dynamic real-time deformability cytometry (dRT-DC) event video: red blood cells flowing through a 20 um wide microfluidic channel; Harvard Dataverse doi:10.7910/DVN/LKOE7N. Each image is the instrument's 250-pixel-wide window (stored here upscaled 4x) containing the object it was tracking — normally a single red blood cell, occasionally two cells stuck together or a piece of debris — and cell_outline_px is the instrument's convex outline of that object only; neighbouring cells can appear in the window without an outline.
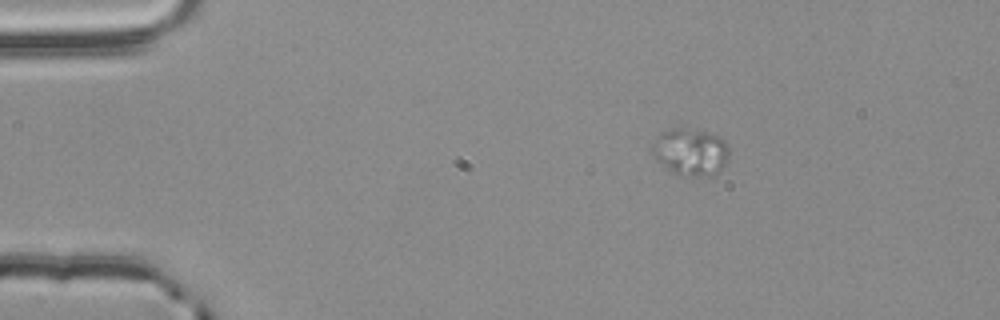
{"species": "common noctule bat (a hibernating species)", "species_latin": "Nyctalus noctula", "temperature_condition": "room temperature", "stored_images_in_passage": 47, "camera_frame_rate_fps": 3000, "um_per_image_px": 0.085, "animal": {"sex": "male", "body_mass_g": 20.4}, "frame": {"image": 1, "passage_image": 1, "time_ms": 0.0, "image_size_px": [1000, 320], "cell_outline_px": [[728, 164], [716, 172], [700, 176], [688, 176], [672, 172], [656, 160], [652, 152], [652, 144], [656, 136], [668, 128], [680, 124], [716, 136], [724, 140], [728, 148]], "centroid_in_image_um": [58.65, 12.86], "position_along_channel_um": 26.3, "area_um2": 21.39}}